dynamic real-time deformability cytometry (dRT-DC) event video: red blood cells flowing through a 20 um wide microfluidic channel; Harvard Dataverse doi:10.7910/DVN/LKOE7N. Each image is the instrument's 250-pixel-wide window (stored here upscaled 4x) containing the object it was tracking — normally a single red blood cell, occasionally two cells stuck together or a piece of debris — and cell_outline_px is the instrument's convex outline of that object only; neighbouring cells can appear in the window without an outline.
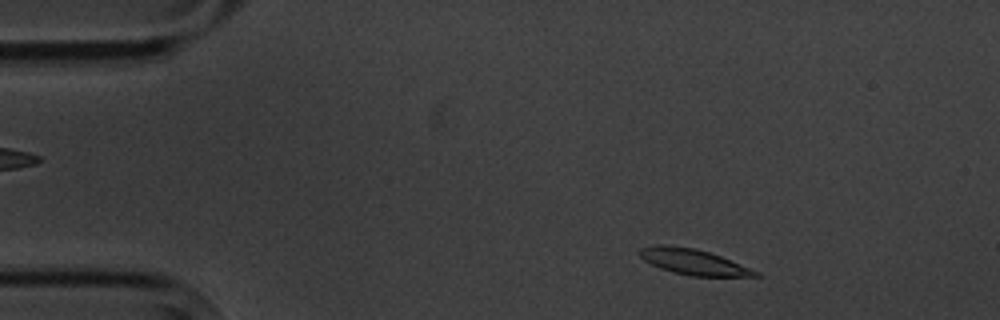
{"species": "common noctule bat (a hibernating species)", "species_latin": "Nyctalus noctula", "temperature_condition": "cold", "stored_images_in_passage": 13, "camera_frame_rate_fps": 3000, "um_per_image_px": 0.085, "animal": {"sex": "male", "body_mass_g": 20.1, "forearm_length_mm": 53.5}, "frame": {"image": 1, "passage_image": 1, "time_ms": 0.0, "image_size_px": [1000, 320], "cell_outline_px": [[764, 276], [692, 276], [672, 272], [660, 268], [644, 260], [640, 256], [640, 248], [656, 244], [664, 244], [696, 248], [720, 256], [760, 272]], "centroid_in_image_um": [58.93, 22.25], "position_along_channel_um": 26.1, "area_um2": 17.22}}
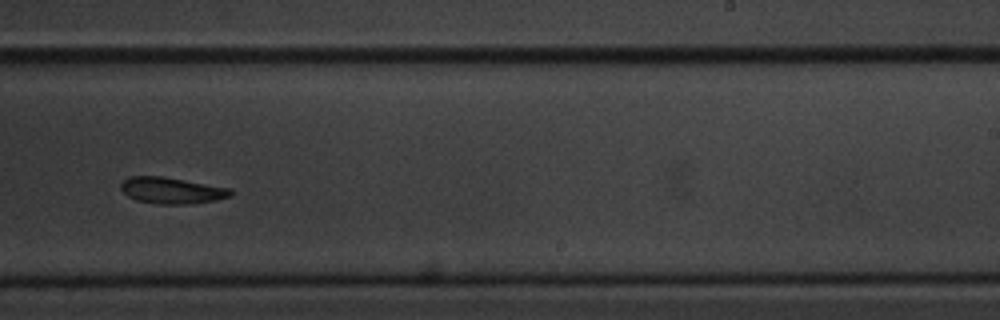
{"frame": {"image": 2, "passage_image": 8, "time_ms": 9.0, "image_size_px": [1000, 320], "cell_outline_px": [[232, 196], [212, 200], [188, 204], [156, 204], [136, 200], [128, 196], [120, 188], [120, 184], [128, 176], [164, 176], [232, 188]], "centroid_in_image_um": [14.58, 16.18], "position_along_channel_um": 274.4, "area_um2": 16.94}}
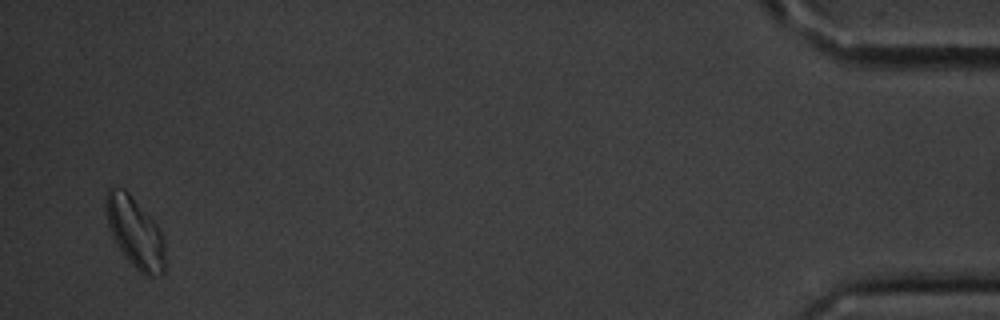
{"frame": {"image": 3, "passage_image": 13, "time_ms": 15.667, "image_size_px": [1000, 320], "cell_outline_px": [[164, 272], [160, 276], [144, 276], [128, 260], [116, 244], [112, 236], [108, 224], [104, 208], [104, 196], [108, 188], [112, 184], [116, 184], [124, 188], [152, 216], [160, 228], [164, 236]], "centroid_in_image_um": [11.46, 19.68], "position_along_channel_um": 423.7, "area_um2": 25.09}, "authors_computed_cell_mechanics": {"area_um2": 17.8024, "velocity_mm_per_s": 3.478, "shape_relaxation_time_tau1_ms": 4.5445, "shape_relaxation_time_tau2_ms": null, "deformation_change_tau1": 0.1035, "deformation_change_tau2": null}}